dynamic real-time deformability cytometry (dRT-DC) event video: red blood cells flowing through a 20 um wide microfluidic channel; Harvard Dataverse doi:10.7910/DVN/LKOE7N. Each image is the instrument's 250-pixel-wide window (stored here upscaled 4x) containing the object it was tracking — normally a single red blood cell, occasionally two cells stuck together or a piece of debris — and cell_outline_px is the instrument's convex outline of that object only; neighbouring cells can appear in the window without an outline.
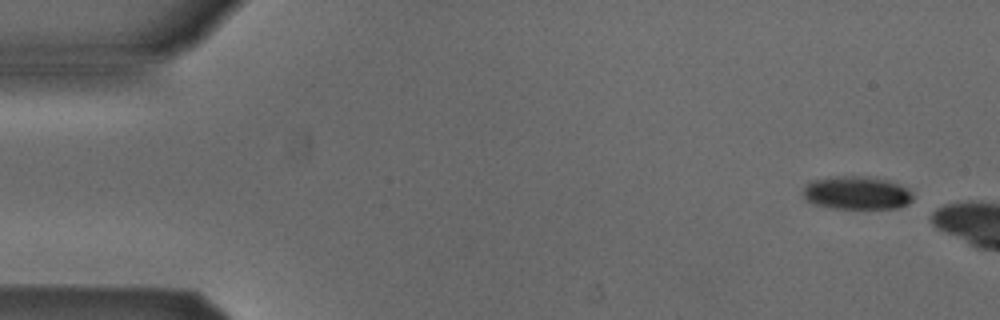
{"species": "Egyptian fruit bat (a non-hibernating species)", "species_latin": "Rousettus aegyptiacus", "temperature_condition": "cold", "stored_images_in_passage": 8, "camera_frame_rate_fps": 3000, "um_per_image_px": 0.085, "animal": {"sex": "male"}, "frame": {"image": 1, "passage_image": 1, "time_ms": 0.0, "image_size_px": [1000, 320], "cell_outline_px": [[912, 200], [908, 204], [900, 208], [832, 208], [816, 204], [808, 200], [804, 196], [804, 188], [812, 180], [828, 176], [872, 176], [888, 180], [908, 188], [912, 192]], "centroid_in_image_um": [72.86, 16.38], "position_along_channel_um": 12.1, "area_um2": 21.33}}
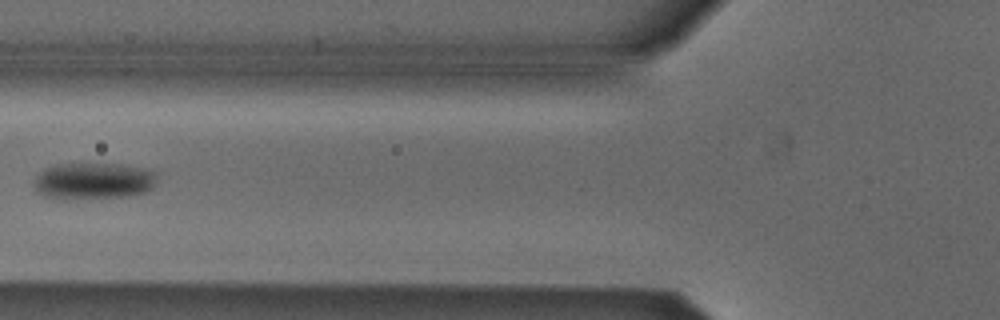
{"frame": {"image": 2, "passage_image": 7, "time_ms": 2.0, "image_size_px": [1000, 320], "cell_outline_px": [[156, 180], [152, 188], [148, 192], [132, 196], [64, 200], [60, 200], [44, 196], [36, 188], [36, 176], [44, 168], [56, 164], [116, 164], [140, 168], [152, 172]], "centroid_in_image_um": [7.92, 15.41], "position_along_channel_um": 117.9, "area_um2": 26.24}}
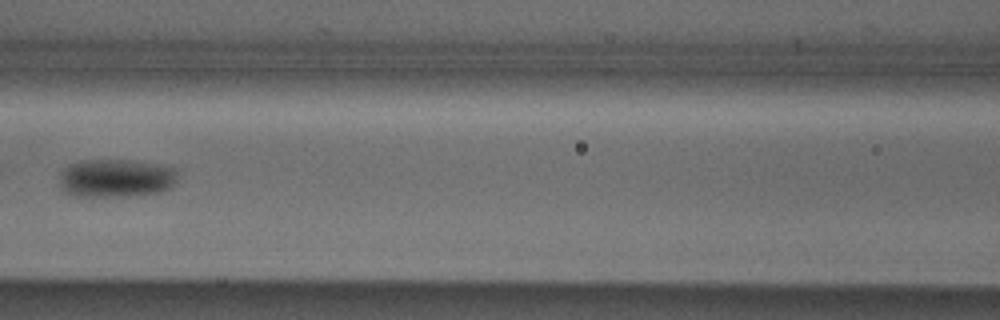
{"frame": {"image": 3, "passage_image": 8, "time_ms": 2.333, "image_size_px": [1000, 320], "cell_outline_px": [[176, 180], [172, 188], [160, 192], [128, 196], [68, 196], [64, 192], [60, 184], [60, 180], [64, 172], [72, 164], [84, 160], [128, 160], [176, 168]], "centroid_in_image_um": [9.88, 15.17], "position_along_channel_um": 156.7, "area_um2": 26.07}}